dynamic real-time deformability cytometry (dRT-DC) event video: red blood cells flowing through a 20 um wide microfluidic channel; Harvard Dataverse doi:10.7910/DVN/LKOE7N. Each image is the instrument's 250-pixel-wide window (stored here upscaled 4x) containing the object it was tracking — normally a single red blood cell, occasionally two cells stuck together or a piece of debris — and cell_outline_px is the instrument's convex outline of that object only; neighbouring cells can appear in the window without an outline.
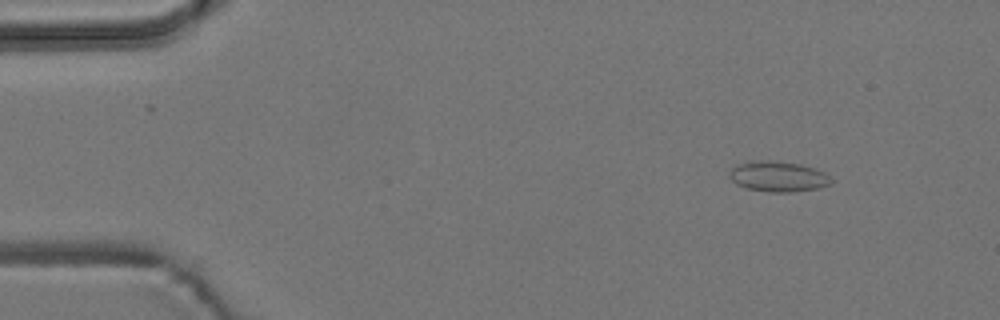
{"species": "common noctule bat (a hibernating species)", "species_latin": "Nyctalus noctula", "temperature_condition": "room temperature", "stored_images_in_passage": 5, "camera_frame_rate_fps": 3000, "um_per_image_px": 0.085, "animal": {"sex": "male", "body_mass_g": 19.2, "forearm_length_mm": 51.8}, "frame": {"image": 1, "passage_image": 2, "time_ms": 1.333, "image_size_px": [1000, 320], "cell_outline_px": [[832, 184], [820, 188], [792, 192], [768, 192], [748, 188], [736, 184], [728, 176], [728, 172], [736, 164], [748, 160], [772, 160], [800, 164], [816, 168], [832, 176]], "centroid_in_image_um": [66.15, 14.99], "position_along_channel_um": 18.9, "area_um2": 18.5}}
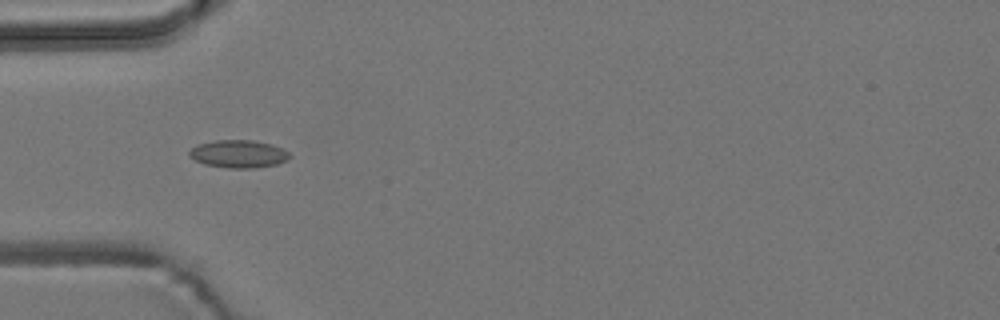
{"frame": {"image": 2, "passage_image": 5, "time_ms": 5.0, "image_size_px": [1000, 320], "cell_outline_px": [[292, 156], [288, 160], [276, 164], [252, 168], [228, 168], [204, 164], [188, 156], [188, 152], [196, 144], [216, 140], [252, 140], [272, 144], [288, 152]], "centroid_in_image_um": [20.26, 13.08], "position_along_channel_um": 64.7, "area_um2": 16.24}}